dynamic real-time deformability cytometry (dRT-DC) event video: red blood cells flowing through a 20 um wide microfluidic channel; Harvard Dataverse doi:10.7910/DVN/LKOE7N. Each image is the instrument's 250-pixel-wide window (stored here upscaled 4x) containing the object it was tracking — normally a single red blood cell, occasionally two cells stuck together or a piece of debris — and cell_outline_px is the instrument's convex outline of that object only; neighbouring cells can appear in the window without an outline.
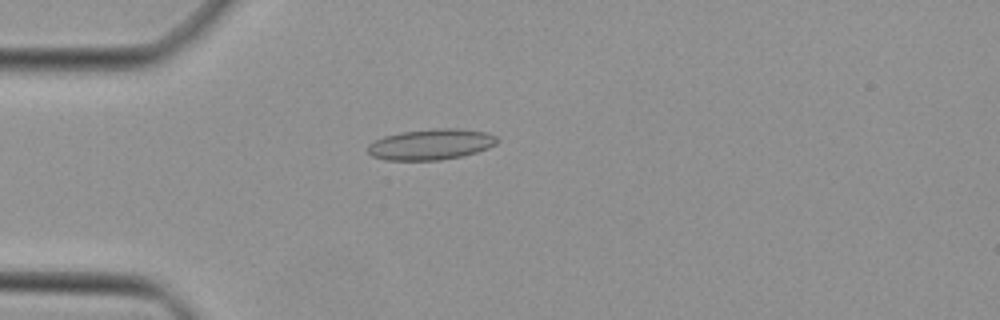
{"species": "Egyptian fruit bat (a non-hibernating species)", "species_latin": "Rousettus aegyptiacus", "temperature_condition": "cold", "stored_images_in_passage": 45, "camera_frame_rate_fps": 3000, "um_per_image_px": 0.085, "animal": {"sex": "female"}, "frame": {"image": 1, "passage_image": 11, "time_ms": 3.333, "image_size_px": [1000, 320], "cell_outline_px": [[500, 140], [496, 144], [488, 148], [476, 152], [460, 156], [440, 160], [384, 160], [372, 156], [368, 152], [368, 144], [384, 136], [400, 132], [440, 128], [456, 128], [484, 132], [496, 136]], "centroid_in_image_um": [36.63, 12.27], "position_along_channel_um": 48.4, "area_um2": 23.12}}
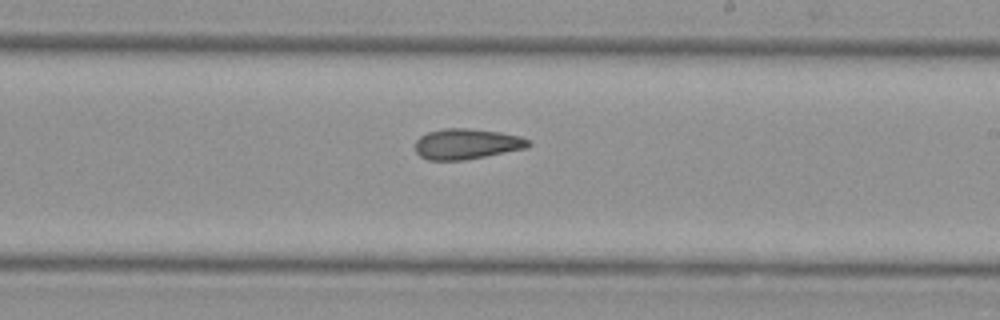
{"frame": {"image": 2, "passage_image": 26, "time_ms": 8.333, "image_size_px": [1000, 320], "cell_outline_px": [[532, 144], [528, 148], [464, 160], [428, 160], [420, 156], [416, 152], [416, 140], [420, 136], [428, 132], [444, 128], [468, 128], [500, 132], [520, 136], [528, 140]], "centroid_in_image_um": [39.68, 12.23], "position_along_channel_um": 249.3, "area_um2": 20.17}}
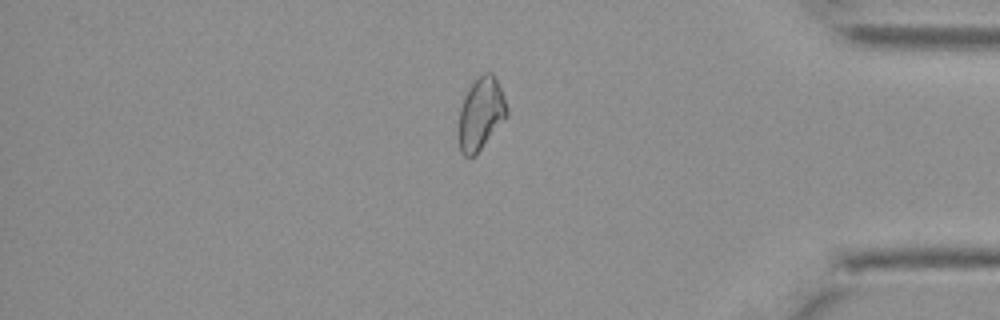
{"frame": {"image": 3, "passage_image": 38, "time_ms": 12.333, "image_size_px": [1000, 320], "cell_outline_px": [[508, 116], [480, 148], [472, 156], [464, 156], [460, 152], [460, 108], [464, 96], [472, 84], [484, 72], [492, 72], [496, 76], [504, 96], [508, 108]], "centroid_in_image_um": [40.91, 9.61], "position_along_channel_um": 394.3, "area_um2": 19.83}}